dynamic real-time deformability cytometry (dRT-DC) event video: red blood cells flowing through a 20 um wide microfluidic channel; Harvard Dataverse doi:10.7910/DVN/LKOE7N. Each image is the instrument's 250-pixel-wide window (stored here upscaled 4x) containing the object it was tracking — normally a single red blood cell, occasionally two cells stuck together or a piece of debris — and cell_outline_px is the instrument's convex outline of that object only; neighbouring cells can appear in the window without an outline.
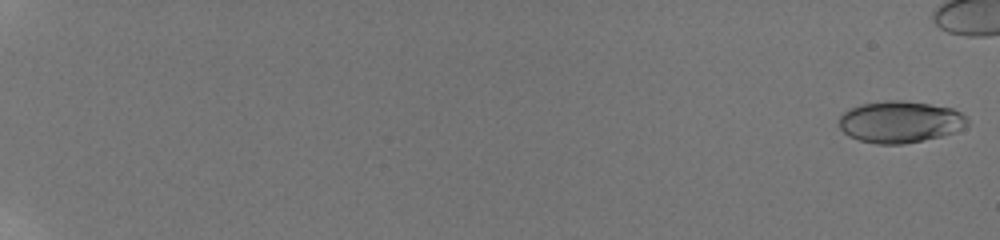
{"species": "human", "species_latin": "Homo sapiens", "temperature_condition": "room temperature", "stored_images_in_passage": 56, "camera_frame_rate_fps": 3000, "um_per_image_px": 0.085, "donor": {"sex": "male"}, "frame": {"image": 1, "passage_image": 1, "time_ms": 0.0, "image_size_px": [1000, 240], "cell_outline_px": [[968, 124], [964, 128], [940, 136], [904, 144], [876, 144], [860, 140], [848, 136], [840, 128], [840, 116], [844, 112], [860, 104], [888, 100], [900, 100], [928, 104], [952, 108], [960, 112], [968, 120]], "centroid_in_image_um": [76.5, 10.36], "position_along_channel_um": 8.5, "area_um2": 30.92}}
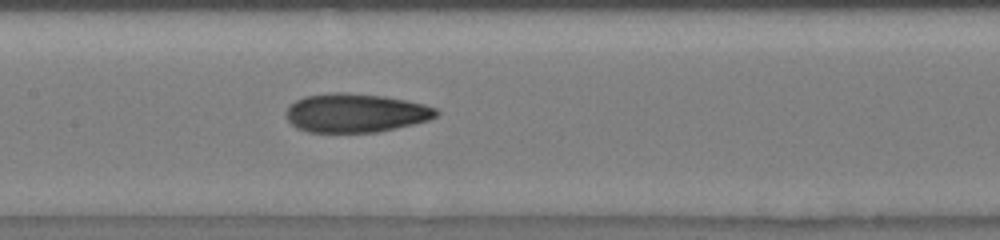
{"frame": {"image": 2, "passage_image": 34, "time_ms": 11.0, "image_size_px": [1000, 240], "cell_outline_px": [[440, 112], [436, 116], [428, 120], [412, 124], [376, 132], [308, 132], [296, 128], [288, 120], [284, 112], [296, 100], [304, 96], [328, 92], [348, 92], [384, 96], [424, 104], [436, 108]], "centroid_in_image_um": [30.19, 9.59], "position_along_channel_um": 177.2, "area_um2": 33.99}}
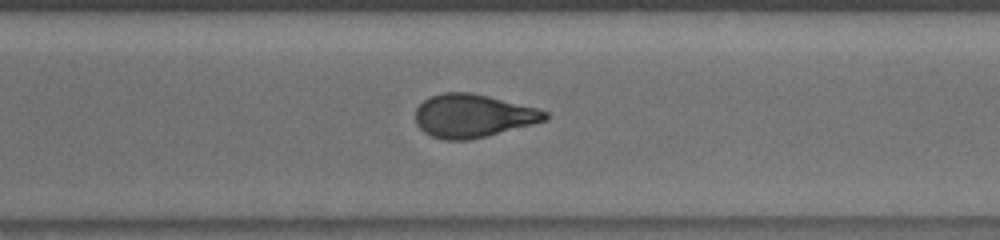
{"frame": {"image": 3, "passage_image": 46, "time_ms": 15.0, "image_size_px": [1000, 240], "cell_outline_px": [[548, 120], [468, 140], [444, 140], [432, 136], [424, 132], [416, 124], [416, 108], [428, 96], [444, 92], [468, 92], [488, 96], [540, 108], [548, 112]], "centroid_in_image_um": [40.2, 9.83], "position_along_channel_um": 330.4, "area_um2": 32.6}}